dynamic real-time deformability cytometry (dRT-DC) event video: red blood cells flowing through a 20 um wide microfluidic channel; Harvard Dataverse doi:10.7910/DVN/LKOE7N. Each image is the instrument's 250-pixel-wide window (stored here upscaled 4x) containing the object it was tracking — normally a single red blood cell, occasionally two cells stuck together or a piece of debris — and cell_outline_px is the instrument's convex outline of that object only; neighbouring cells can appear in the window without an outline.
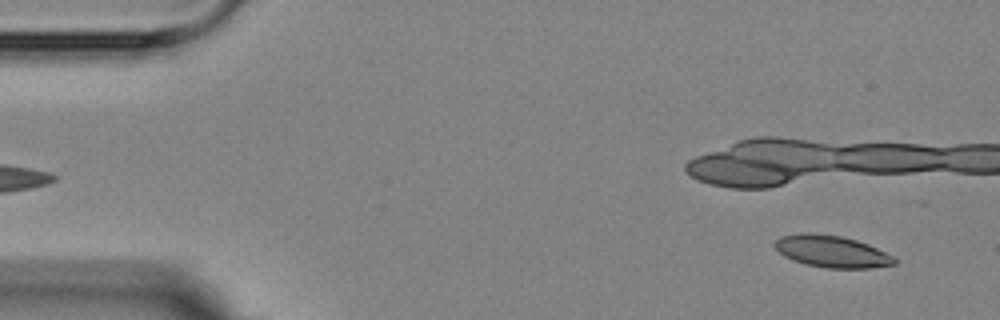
{"species": "Egyptian fruit bat (a non-hibernating species)", "species_latin": "Rousettus aegyptiacus", "temperature_condition": "room temperature", "stored_images_in_passage": 5, "segment_of_instrument_passage": [2, 2], "camera_frame_rate_fps": 3000, "um_per_image_px": 0.085, "animal": {"sex": "female"}, "frame": {"image": 1, "passage_image": 5, "time_ms": 5.667, "image_size_px": [1000, 320], "cell_outline_px": [[900, 260], [896, 264], [868, 268], [828, 268], [808, 264], [792, 260], [784, 256], [772, 244], [780, 236], [808, 232], [840, 236], [856, 240], [868, 244]], "centroid_in_image_um": [70.7, 21.37], "position_along_channel_um": 14.3, "area_um2": 22.08}}